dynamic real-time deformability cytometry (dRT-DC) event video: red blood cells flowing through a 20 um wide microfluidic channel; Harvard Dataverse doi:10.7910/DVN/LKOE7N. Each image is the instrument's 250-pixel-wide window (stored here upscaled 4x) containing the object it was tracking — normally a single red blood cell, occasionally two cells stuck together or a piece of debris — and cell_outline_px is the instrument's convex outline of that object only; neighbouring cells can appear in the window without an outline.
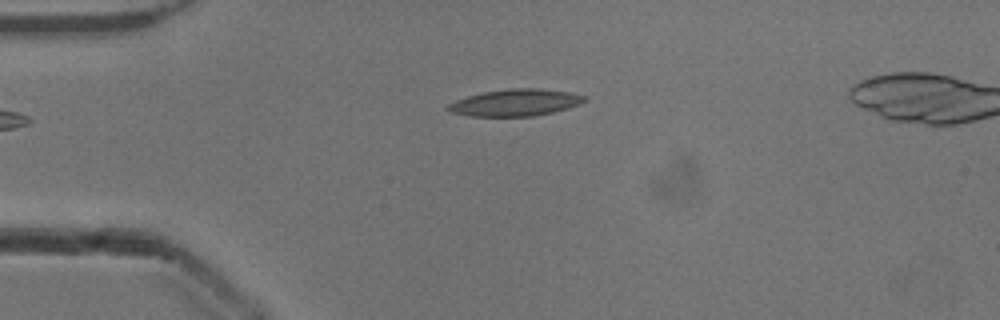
{"species": "common noctule bat (a hibernating species)", "species_latin": "Nyctalus noctula", "temperature_condition": "cold", "stored_images_in_passage": 42, "camera_frame_rate_fps": 3000, "um_per_image_px": 0.085, "animal": {"sex": "male", "body_mass_g": 13.3}, "frame": {"image": 1, "passage_image": 3, "time_ms": 0.667, "image_size_px": [1000, 320], "cell_outline_px": [[588, 100], [580, 104], [568, 108], [552, 112], [532, 116], [468, 116], [452, 112], [444, 108], [448, 104], [456, 100], [468, 96], [484, 92], [512, 88], [540, 88], [568, 92], [584, 96]], "centroid_in_image_um": [43.8, 8.72], "position_along_channel_um": 41.2, "area_um2": 21.21}}
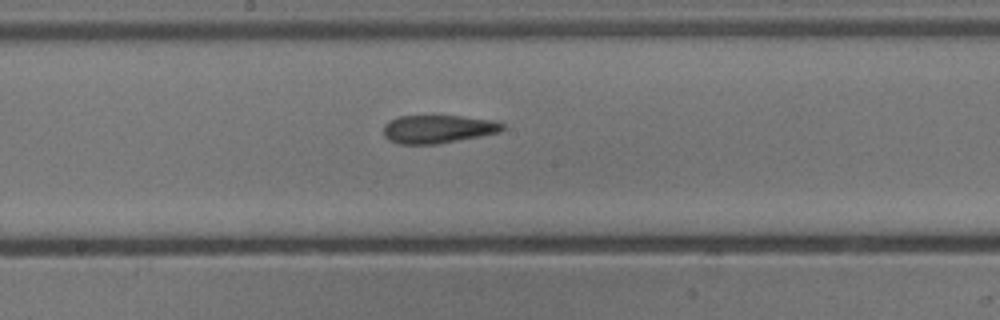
{"frame": {"image": 2, "passage_image": 18, "time_ms": 5.667, "image_size_px": [1000, 320], "cell_outline_px": [[504, 128], [500, 132], [436, 144], [400, 144], [388, 140], [384, 136], [384, 124], [388, 120], [400, 116], [460, 116], [496, 120], [504, 124]], "centroid_in_image_um": [37.21, 10.96], "position_along_channel_um": 211.0, "area_um2": 19.54}}
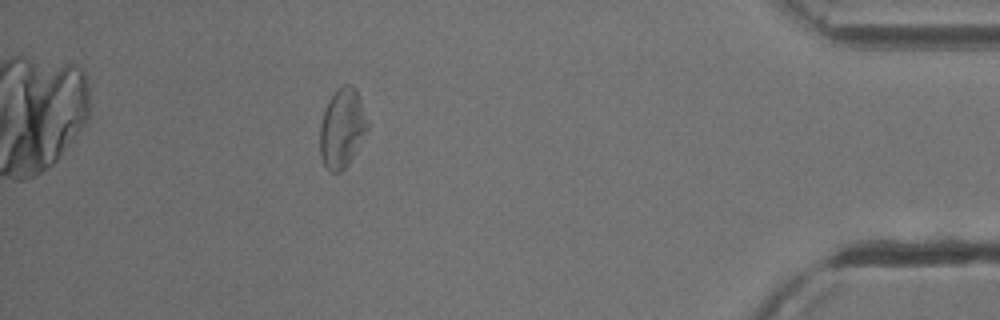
{"frame": {"image": 3, "passage_image": 37, "time_ms": 12.0, "image_size_px": [1000, 320], "cell_outline_px": [[368, 128], [348, 164], [340, 172], [332, 172], [324, 164], [320, 156], [320, 124], [328, 100], [344, 84], [352, 84], [356, 88], [368, 120]], "centroid_in_image_um": [29.08, 10.88], "position_along_channel_um": 406.1, "area_um2": 21.62}, "authors_computed_cell_mechanics": {"area_um2": 20.4323, "velocity_mm_per_s": 3.9037, "shape_relaxation_time_tau1_ms": 9.1892, "shape_relaxation_time_tau2_ms": 4.0433, "deformation_change_tau1": 0.1946, "deformation_change_tau2": 0.135}}